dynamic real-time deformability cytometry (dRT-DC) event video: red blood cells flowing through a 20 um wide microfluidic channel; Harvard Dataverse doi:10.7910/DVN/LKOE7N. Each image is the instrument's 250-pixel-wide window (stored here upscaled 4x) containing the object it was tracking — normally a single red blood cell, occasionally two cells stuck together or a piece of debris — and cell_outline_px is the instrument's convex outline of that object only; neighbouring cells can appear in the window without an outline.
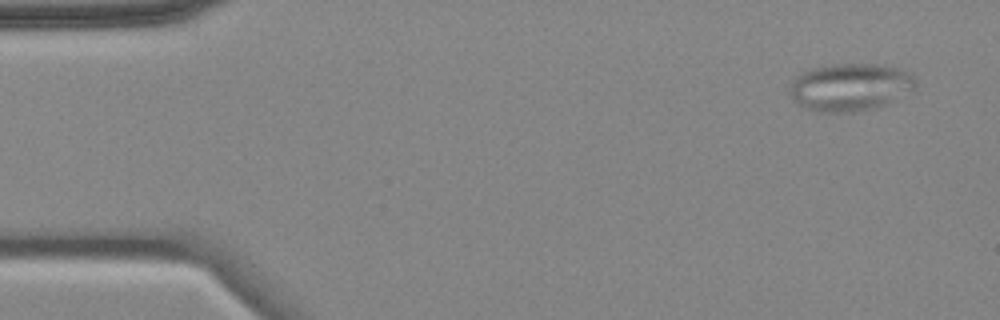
{"species": "common noctule bat (a hibernating species)", "species_latin": "Nyctalus noctula", "temperature_condition": "cold", "stored_images_in_passage": 3, "camera_frame_rate_fps": 3000, "um_per_image_px": 0.085, "animal": {"sex": "female", "body_mass_g": 18.4}, "frame": {"image": 1, "passage_image": 1, "time_ms": 0.0, "image_size_px": [1000, 320], "cell_outline_px": [[916, 88], [888, 104], [876, 108], [852, 112], [816, 112], [792, 100], [788, 92], [788, 88], [792, 80], [796, 76], [812, 68], [832, 64], [880, 64], [912, 72], [916, 80]], "centroid_in_image_um": [72.27, 7.41], "position_along_channel_um": 12.7, "area_um2": 35.32}}